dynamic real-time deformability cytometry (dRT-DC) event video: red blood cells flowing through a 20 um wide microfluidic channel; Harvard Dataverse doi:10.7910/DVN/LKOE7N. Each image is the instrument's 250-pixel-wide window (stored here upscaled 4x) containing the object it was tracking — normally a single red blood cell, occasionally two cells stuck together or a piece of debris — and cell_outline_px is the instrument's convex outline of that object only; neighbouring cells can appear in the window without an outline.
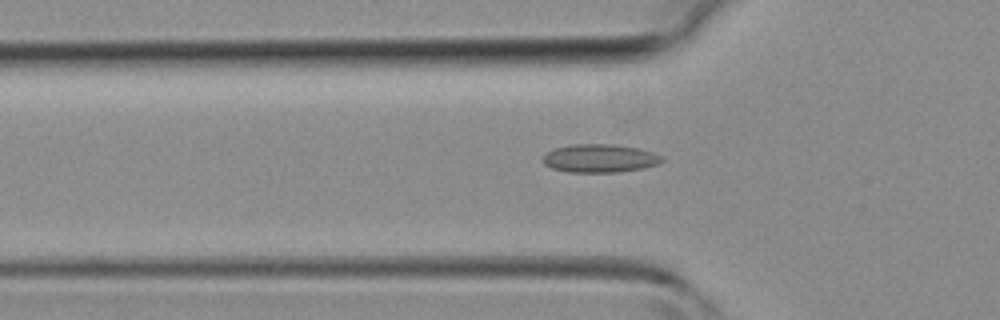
{"species": "common noctule bat (a hibernating species)", "species_latin": "Nyctalus noctula", "temperature_condition": "room temperature", "stored_images_in_passage": 25, "camera_frame_rate_fps": 3000, "um_per_image_px": 0.085, "animal": {"sex": "female", "body_mass_g": 19.3, "forearm_length_mm": 54.1}, "frame": {"image": 1, "passage_image": 2, "time_ms": 0.333, "image_size_px": [1000, 320], "cell_outline_px": [[664, 160], [660, 164], [644, 168], [616, 172], [568, 172], [552, 168], [544, 164], [544, 156], [548, 152], [556, 148], [572, 144], [612, 144], [636, 148], [652, 152], [664, 156]], "centroid_in_image_um": [51.03, 13.46], "position_along_channel_um": 74.8, "area_um2": 19.54}}
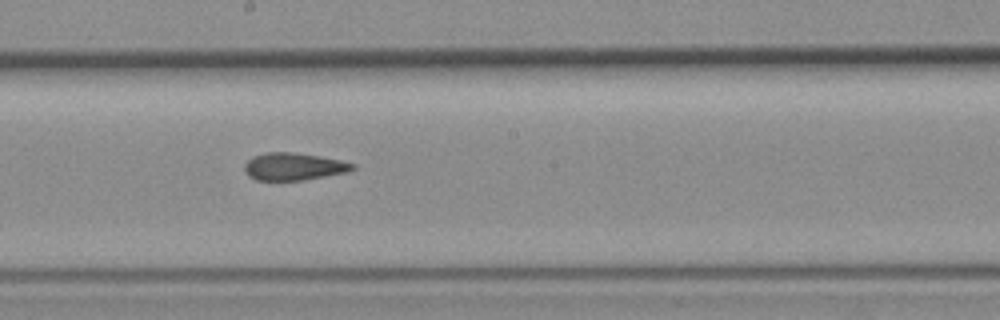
{"frame": {"image": 2, "passage_image": 11, "time_ms": 3.333, "image_size_px": [1000, 320], "cell_outline_px": [[356, 168], [344, 172], [304, 180], [256, 180], [248, 176], [244, 172], [244, 164], [252, 156], [264, 152], [292, 152], [320, 156], [340, 160], [356, 164]], "centroid_in_image_um": [24.91, 14.15], "position_along_channel_um": 223.3, "area_um2": 17.28}}
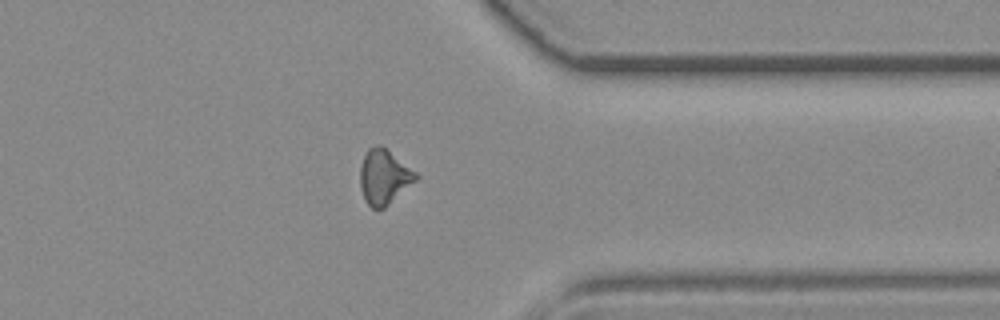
{"frame": {"image": 3, "passage_image": 21, "time_ms": 6.667, "image_size_px": [1000, 320], "cell_outline_px": [[420, 176], [416, 180], [384, 208], [372, 208], [364, 200], [360, 188], [360, 168], [364, 156], [368, 148], [376, 144], [380, 144], [416, 172]], "centroid_in_image_um": [32.62, 15.03], "position_along_channel_um": 378.8, "area_um2": 17.63}}